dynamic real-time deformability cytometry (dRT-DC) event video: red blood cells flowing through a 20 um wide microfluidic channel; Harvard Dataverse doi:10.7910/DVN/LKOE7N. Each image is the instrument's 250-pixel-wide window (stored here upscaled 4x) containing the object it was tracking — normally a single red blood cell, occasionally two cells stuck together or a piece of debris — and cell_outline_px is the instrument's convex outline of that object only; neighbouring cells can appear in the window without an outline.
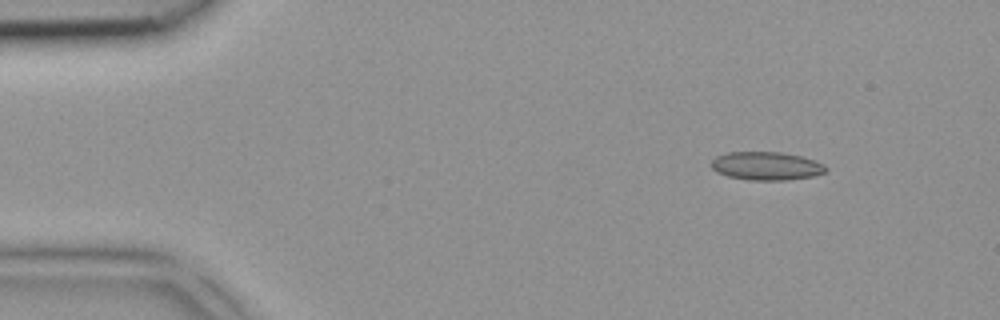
{"species": "common noctule bat (a hibernating species)", "species_latin": "Nyctalus noctula", "temperature_condition": "room temperature", "stored_images_in_passage": 4, "camera_frame_rate_fps": 3000, "um_per_image_px": 0.085, "animal": {"sex": "female", "body_mass_g": 18.4}, "frame": {"image": 1, "passage_image": 2, "time_ms": 0.333, "image_size_px": [1000, 320], "cell_outline_px": [[828, 168], [824, 172], [812, 176], [788, 180], [748, 180], [728, 176], [716, 172], [712, 168], [712, 160], [716, 156], [728, 152], [780, 152], [800, 156], [816, 160], [824, 164]], "centroid_in_image_um": [65.14, 14.1], "position_along_channel_um": 19.9, "area_um2": 18.9}}
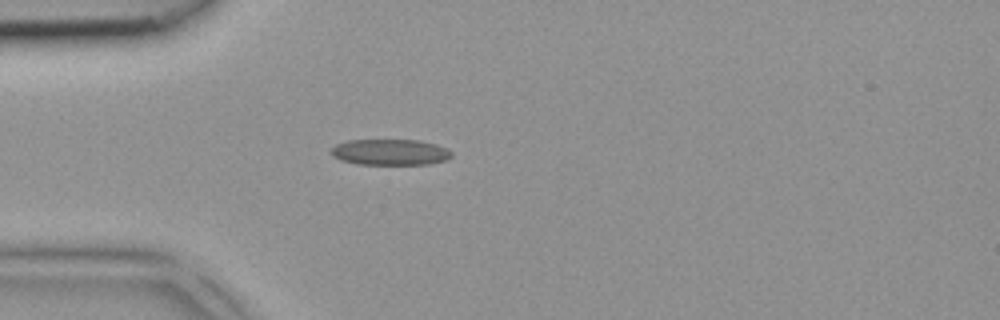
{"frame": {"image": 2, "passage_image": 4, "time_ms": 1.0, "image_size_px": [1000, 320], "cell_outline_px": [[452, 156], [448, 160], [432, 164], [356, 164], [340, 160], [332, 156], [332, 148], [336, 144], [348, 140], [420, 140], [436, 144], [448, 148], [452, 152]], "centroid_in_image_um": [33.21, 12.93], "position_along_channel_um": 51.8, "area_um2": 18.44}}